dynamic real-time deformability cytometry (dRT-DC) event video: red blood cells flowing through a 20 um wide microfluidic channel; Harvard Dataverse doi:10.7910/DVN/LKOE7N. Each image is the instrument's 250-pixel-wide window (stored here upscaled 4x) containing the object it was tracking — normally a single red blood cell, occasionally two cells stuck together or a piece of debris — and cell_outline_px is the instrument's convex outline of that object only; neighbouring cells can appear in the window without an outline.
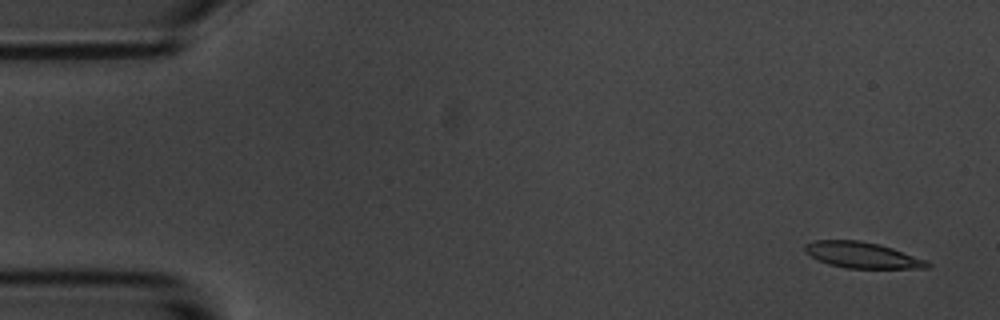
{"species": "common noctule bat (a hibernating species)", "species_latin": "Nyctalus noctula", "temperature_condition": "room temperature", "stored_images_in_passage": 56, "camera_frame_rate_fps": 3000, "um_per_image_px": 0.085, "animal": {"sex": "male", "body_mass_g": 20.1, "forearm_length_mm": 53.5}, "frame": {"image": 1, "passage_image": 3, "time_ms": 0.667, "image_size_px": [1000, 320], "cell_outline_px": [[932, 264], [928, 268], [844, 268], [828, 264], [804, 252], [804, 244], [816, 240], [860, 240], [880, 244], [892, 248], [924, 260]], "centroid_in_image_um": [73.25, 21.67], "position_along_channel_um": 11.8, "area_um2": 18.38}}
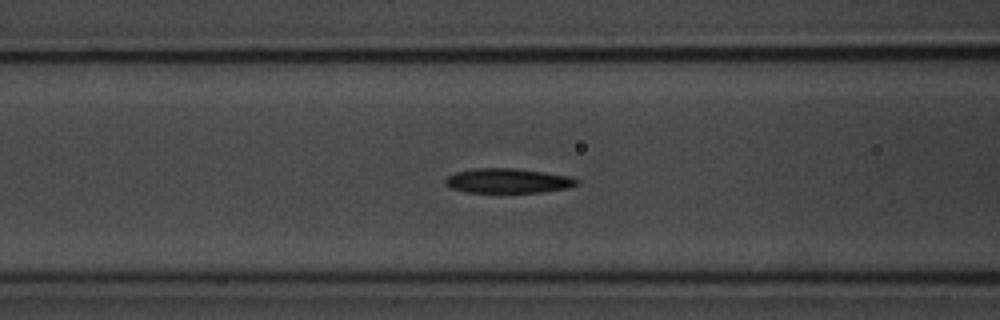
{"frame": {"image": 2, "passage_image": 22, "time_ms": 7.0, "image_size_px": [1000, 320], "cell_outline_px": [[580, 180], [576, 184], [568, 188], [544, 192], [464, 192], [452, 188], [444, 184], [444, 180], [448, 176], [456, 172], [472, 168], [516, 168], [544, 172], [568, 176]], "centroid_in_image_um": [43.15, 15.36], "position_along_channel_um": 123.5, "area_um2": 18.9}}
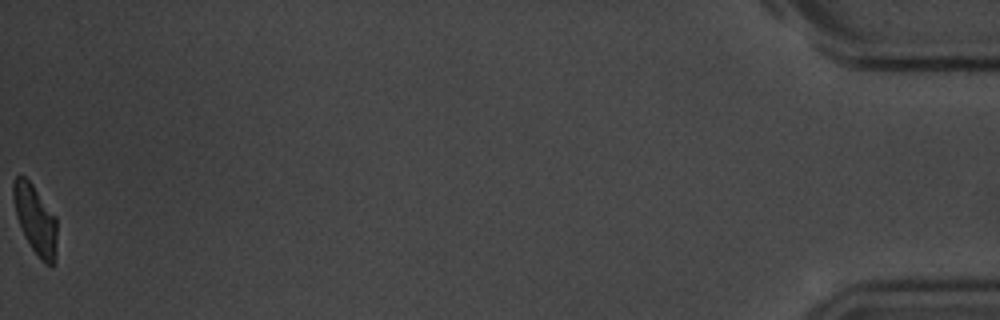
{"frame": {"image": 3, "passage_image": 56, "time_ms": 18.333, "image_size_px": [1000, 320], "cell_outline_px": [[56, 252], [52, 264], [48, 264], [40, 260], [24, 236], [16, 216], [12, 196], [12, 184], [16, 176], [20, 172], [32, 184], [56, 216]], "centroid_in_image_um": [2.97, 18.61], "position_along_channel_um": 432.2, "area_um2": 17.57}, "authors_computed_cell_mechanics": {"area_um2": 19.0162, "velocity_mm_per_s": 3.6074, "shape_relaxation_time_tau1_ms": 2.6259, "shape_relaxation_time_tau2_ms": 2.652, "deformation_change_tau1": 0.1169, "deformation_change_tau2": 0.0969}}